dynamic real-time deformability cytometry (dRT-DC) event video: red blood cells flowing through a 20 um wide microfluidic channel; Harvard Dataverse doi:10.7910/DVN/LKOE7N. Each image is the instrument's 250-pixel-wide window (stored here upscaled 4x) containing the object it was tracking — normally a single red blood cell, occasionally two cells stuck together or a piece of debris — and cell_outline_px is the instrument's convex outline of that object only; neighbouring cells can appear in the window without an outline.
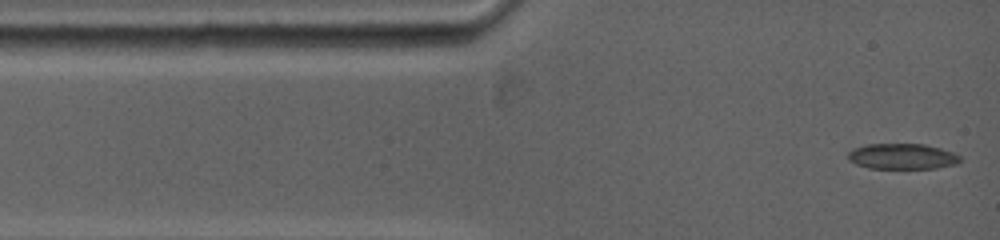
{"species": "common noctule bat (a hibernating species)", "species_latin": "Nyctalus noctula", "temperature_condition": "warm", "stored_images_in_passage": 10, "camera_frame_rate_fps": 5000, "um_per_image_px": 0.085, "animal": {"sex": "female", "body_mass_g": 19.0, "forearm_length_mm": 53.3}, "frame": {"image": 1, "passage_image": 1, "time_ms": 0.0, "image_size_px": [1000, 240], "cell_outline_px": [[960, 160], [956, 164], [936, 168], [868, 168], [856, 164], [848, 160], [848, 152], [852, 148], [868, 144], [924, 144], [940, 148], [952, 152], [960, 156]], "centroid_in_image_um": [76.66, 13.29], "position_along_channel_um": 8.3, "area_um2": 16.7}}
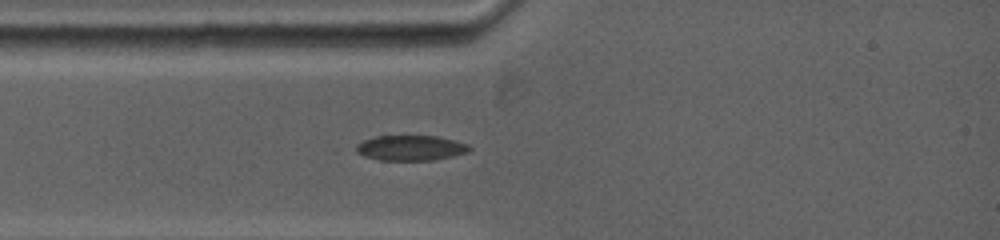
{"frame": {"image": 2, "passage_image": 9, "time_ms": 2.2, "image_size_px": [1000, 240], "cell_outline_px": [[472, 148], [468, 152], [436, 160], [380, 160], [364, 156], [356, 152], [356, 144], [364, 140], [376, 136], [436, 136], [468, 144]], "centroid_in_image_um": [34.9, 12.58], "position_along_channel_um": 50.1, "area_um2": 16.59}}